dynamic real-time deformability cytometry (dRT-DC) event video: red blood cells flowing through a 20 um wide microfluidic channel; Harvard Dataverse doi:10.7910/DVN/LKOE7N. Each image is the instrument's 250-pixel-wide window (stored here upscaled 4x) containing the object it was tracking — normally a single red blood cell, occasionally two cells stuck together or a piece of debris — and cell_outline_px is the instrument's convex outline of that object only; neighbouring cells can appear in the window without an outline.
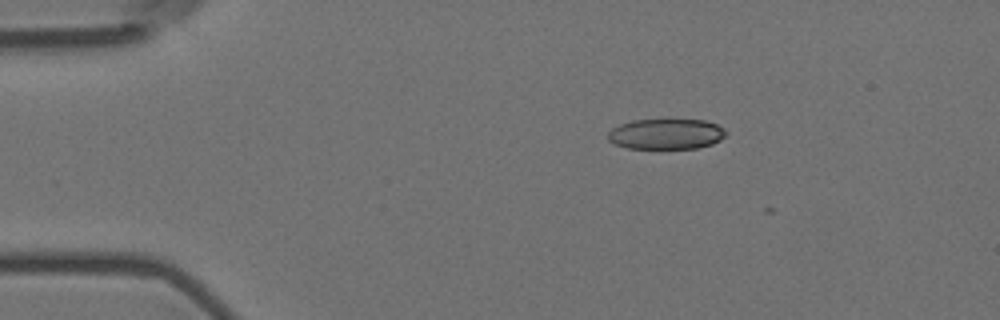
{"species": "Egyptian fruit bat (a non-hibernating species)", "species_latin": "Rousettus aegyptiacus", "temperature_condition": "room temperature", "stored_images_in_passage": 4, "camera_frame_rate_fps": 3000, "um_per_image_px": 0.085, "animal": {"sex": "female"}, "frame": {"image": 1, "passage_image": 1, "time_ms": 0.0, "image_size_px": [1000, 320], "cell_outline_px": [[728, 132], [720, 140], [712, 144], [696, 148], [628, 148], [616, 144], [608, 140], [608, 132], [612, 128], [620, 124], [632, 120], [668, 116], [704, 120], [716, 124], [724, 128]], "centroid_in_image_um": [56.64, 11.32], "position_along_channel_um": 28.4, "area_um2": 21.91}}